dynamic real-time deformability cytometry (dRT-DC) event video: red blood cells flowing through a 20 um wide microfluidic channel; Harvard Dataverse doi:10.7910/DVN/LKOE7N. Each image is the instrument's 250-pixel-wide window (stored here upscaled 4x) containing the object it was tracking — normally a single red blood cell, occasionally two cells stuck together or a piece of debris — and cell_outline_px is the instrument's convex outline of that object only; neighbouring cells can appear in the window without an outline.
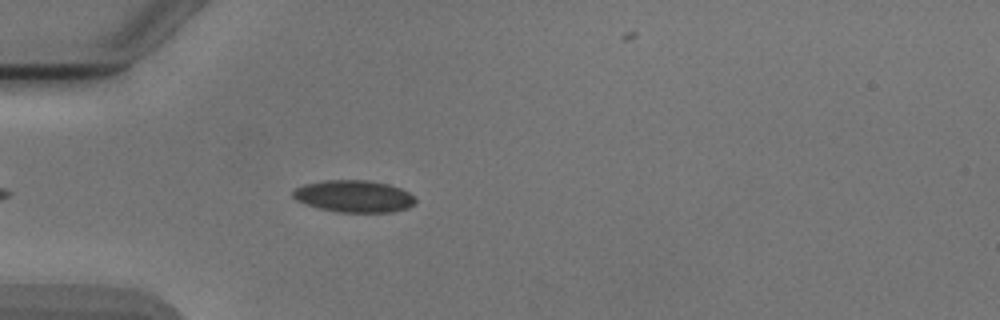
{"species": "Egyptian fruit bat (a non-hibernating species)", "species_latin": "Rousettus aegyptiacus", "temperature_condition": "cold", "stored_images_in_passage": 5, "camera_frame_rate_fps": 3000, "um_per_image_px": 0.085, "animal": {"sex": "male"}, "frame": {"image": 1, "passage_image": 4, "time_ms": 3.667, "image_size_px": [1000, 320], "cell_outline_px": [[416, 204], [408, 208], [392, 212], [336, 212], [320, 208], [296, 200], [292, 196], [292, 192], [296, 188], [304, 184], [324, 180], [368, 180], [388, 184], [400, 188], [408, 192], [416, 200]], "centroid_in_image_um": [30.1, 16.68], "position_along_channel_um": 54.9, "area_um2": 22.83}}